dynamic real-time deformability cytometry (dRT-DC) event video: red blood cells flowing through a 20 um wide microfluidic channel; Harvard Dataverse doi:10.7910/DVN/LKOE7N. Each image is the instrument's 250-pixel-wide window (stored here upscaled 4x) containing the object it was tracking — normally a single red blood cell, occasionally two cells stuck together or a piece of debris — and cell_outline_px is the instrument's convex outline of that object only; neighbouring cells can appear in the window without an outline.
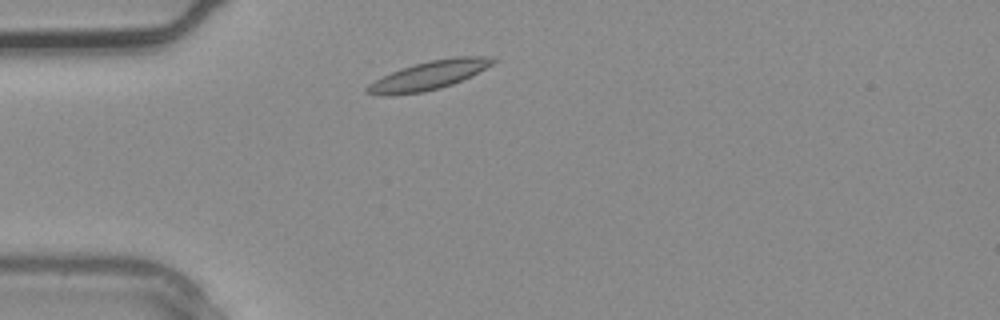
{"species": "common noctule bat (a hibernating species)", "species_latin": "Nyctalus noctula", "temperature_condition": "warm", "stored_images_in_passage": 1, "camera_frame_rate_fps": 3000, "um_per_image_px": 0.085, "animal": {"sex": "male", "body_mass_g": 20.4}, "frame": {"image": 1, "passage_image": 1, "time_ms": 0.0, "image_size_px": [1000, 320], "cell_outline_px": [[500, 60], [452, 84], [440, 88], [424, 92], [392, 96], [384, 96], [364, 92], [364, 88], [368, 84], [392, 72], [428, 60], [452, 56], [488, 56]], "centroid_in_image_um": [36.43, 6.41], "position_along_channel_um": 48.6, "area_um2": 20.87}}